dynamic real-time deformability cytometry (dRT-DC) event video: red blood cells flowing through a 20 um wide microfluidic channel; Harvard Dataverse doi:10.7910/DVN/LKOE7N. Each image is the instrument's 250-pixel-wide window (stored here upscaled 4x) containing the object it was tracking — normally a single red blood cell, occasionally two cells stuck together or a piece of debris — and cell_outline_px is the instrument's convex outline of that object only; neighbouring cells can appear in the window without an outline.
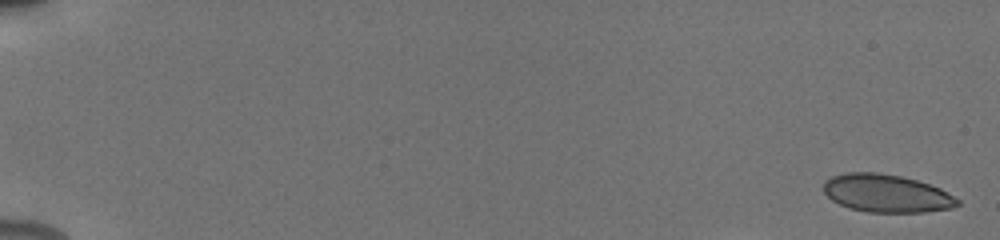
{"species": "human", "species_latin": "Homo sapiens", "temperature_condition": "cold", "stored_images_in_passage": 8, "camera_frame_rate_fps": 3000, "um_per_image_px": 0.085, "donor": {"sex": "male"}, "frame": {"image": 1, "passage_image": 1, "time_ms": 0.0, "image_size_px": [1000, 240], "cell_outline_px": [[960, 204], [952, 208], [924, 212], [868, 212], [848, 208], [832, 200], [824, 192], [824, 180], [832, 176], [848, 172], [876, 172], [900, 176], [916, 180], [940, 188], [960, 200]], "centroid_in_image_um": [75.35, 16.44], "position_along_channel_um": 9.7, "area_um2": 29.54}}